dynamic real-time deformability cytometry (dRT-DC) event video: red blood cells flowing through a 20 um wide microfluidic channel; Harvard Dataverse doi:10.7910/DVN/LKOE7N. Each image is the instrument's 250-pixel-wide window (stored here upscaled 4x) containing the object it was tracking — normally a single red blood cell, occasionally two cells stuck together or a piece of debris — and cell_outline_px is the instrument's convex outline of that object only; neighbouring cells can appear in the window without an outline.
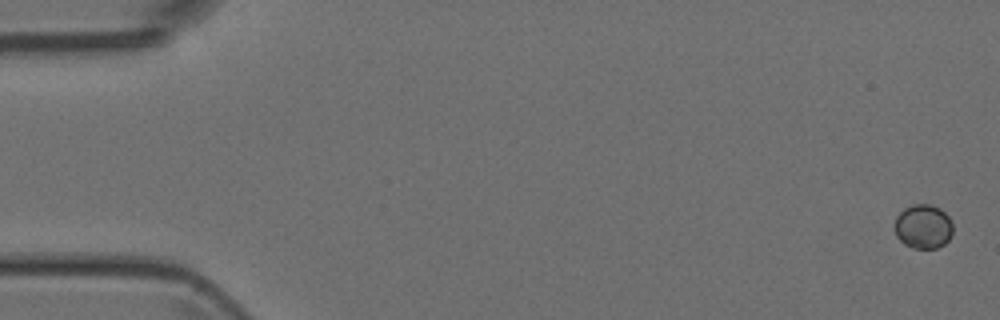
{"species": "Egyptian fruit bat (a non-hibernating species)", "species_latin": "Rousettus aegyptiacus", "temperature_condition": "room temperature", "stored_images_in_passage": 6, "camera_frame_rate_fps": 3000, "um_per_image_px": 0.085, "animal": {"sex": "female"}, "frame": {"image": 1, "passage_image": 1, "time_ms": 0.0, "image_size_px": [1000, 320], "cell_outline_px": [[952, 236], [944, 244], [936, 248], [912, 248], [904, 244], [896, 236], [896, 216], [904, 208], [912, 204], [932, 204], [940, 208], [948, 216], [952, 224]], "centroid_in_image_um": [78.48, 19.25], "position_along_channel_um": 6.5, "area_um2": 15.03}}
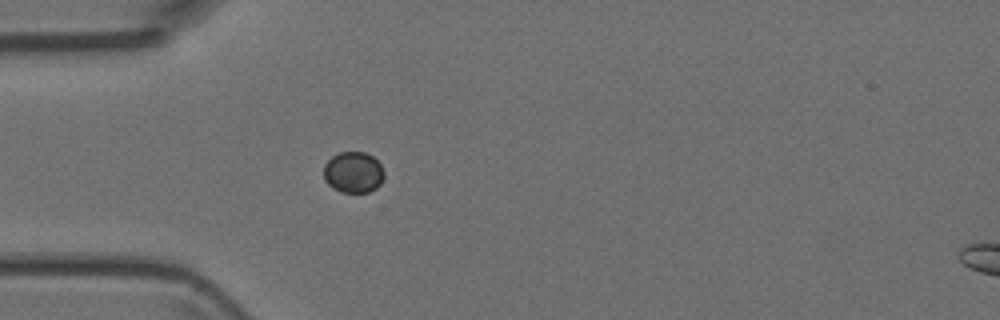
{"frame": {"image": 2, "passage_image": 5, "time_ms": 4.667, "image_size_px": [1000, 320], "cell_outline_px": [[384, 176], [380, 184], [376, 188], [368, 192], [340, 192], [332, 188], [324, 180], [324, 164], [332, 156], [340, 152], [364, 152], [372, 156], [380, 164], [384, 172]], "centroid_in_image_um": [30.02, 14.65], "position_along_channel_um": 55.0, "area_um2": 14.51}}